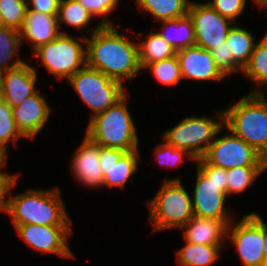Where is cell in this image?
<instances>
[{
	"label": "cell",
	"instance_id": "cell-1",
	"mask_svg": "<svg viewBox=\"0 0 267 266\" xmlns=\"http://www.w3.org/2000/svg\"><path fill=\"white\" fill-rule=\"evenodd\" d=\"M91 39L80 37L86 45V65L123 82L141 71L138 44L117 32L115 25H101L91 31Z\"/></svg>",
	"mask_w": 267,
	"mask_h": 266
},
{
	"label": "cell",
	"instance_id": "cell-2",
	"mask_svg": "<svg viewBox=\"0 0 267 266\" xmlns=\"http://www.w3.org/2000/svg\"><path fill=\"white\" fill-rule=\"evenodd\" d=\"M60 197V191L28 189L8 199V211L13 225L71 226L72 221Z\"/></svg>",
	"mask_w": 267,
	"mask_h": 266
},
{
	"label": "cell",
	"instance_id": "cell-3",
	"mask_svg": "<svg viewBox=\"0 0 267 266\" xmlns=\"http://www.w3.org/2000/svg\"><path fill=\"white\" fill-rule=\"evenodd\" d=\"M126 94L105 111L91 117L86 136L103 147L122 149L126 152L138 149V137L126 106Z\"/></svg>",
	"mask_w": 267,
	"mask_h": 266
},
{
	"label": "cell",
	"instance_id": "cell-4",
	"mask_svg": "<svg viewBox=\"0 0 267 266\" xmlns=\"http://www.w3.org/2000/svg\"><path fill=\"white\" fill-rule=\"evenodd\" d=\"M224 112V126L267 160V108L255 95L242 97Z\"/></svg>",
	"mask_w": 267,
	"mask_h": 266
},
{
	"label": "cell",
	"instance_id": "cell-5",
	"mask_svg": "<svg viewBox=\"0 0 267 266\" xmlns=\"http://www.w3.org/2000/svg\"><path fill=\"white\" fill-rule=\"evenodd\" d=\"M195 162L197 179L192 200L194 216L232 220L231 214L224 208L227 197L226 169L210 165L203 157Z\"/></svg>",
	"mask_w": 267,
	"mask_h": 266
},
{
	"label": "cell",
	"instance_id": "cell-6",
	"mask_svg": "<svg viewBox=\"0 0 267 266\" xmlns=\"http://www.w3.org/2000/svg\"><path fill=\"white\" fill-rule=\"evenodd\" d=\"M180 179L165 180L155 197L147 204L154 231L181 228L194 216L192 198Z\"/></svg>",
	"mask_w": 267,
	"mask_h": 266
},
{
	"label": "cell",
	"instance_id": "cell-7",
	"mask_svg": "<svg viewBox=\"0 0 267 266\" xmlns=\"http://www.w3.org/2000/svg\"><path fill=\"white\" fill-rule=\"evenodd\" d=\"M218 121L202 117H186L164 132L163 140L169 145L183 149L195 159L202 158L214 138L224 126V112H217Z\"/></svg>",
	"mask_w": 267,
	"mask_h": 266
},
{
	"label": "cell",
	"instance_id": "cell-8",
	"mask_svg": "<svg viewBox=\"0 0 267 266\" xmlns=\"http://www.w3.org/2000/svg\"><path fill=\"white\" fill-rule=\"evenodd\" d=\"M68 81L82 101L92 110L91 116L113 106L126 94L121 82L87 65L72 75Z\"/></svg>",
	"mask_w": 267,
	"mask_h": 266
},
{
	"label": "cell",
	"instance_id": "cell-9",
	"mask_svg": "<svg viewBox=\"0 0 267 266\" xmlns=\"http://www.w3.org/2000/svg\"><path fill=\"white\" fill-rule=\"evenodd\" d=\"M42 64L57 78L67 80L86 65V48L81 42L62 32L53 41L34 50Z\"/></svg>",
	"mask_w": 267,
	"mask_h": 266
},
{
	"label": "cell",
	"instance_id": "cell-10",
	"mask_svg": "<svg viewBox=\"0 0 267 266\" xmlns=\"http://www.w3.org/2000/svg\"><path fill=\"white\" fill-rule=\"evenodd\" d=\"M203 158L210 165L226 170L235 167H267V160L232 132L216 138Z\"/></svg>",
	"mask_w": 267,
	"mask_h": 266
},
{
	"label": "cell",
	"instance_id": "cell-11",
	"mask_svg": "<svg viewBox=\"0 0 267 266\" xmlns=\"http://www.w3.org/2000/svg\"><path fill=\"white\" fill-rule=\"evenodd\" d=\"M233 223L227 226L226 238H231L244 266H259L265 260L262 218L253 212Z\"/></svg>",
	"mask_w": 267,
	"mask_h": 266
},
{
	"label": "cell",
	"instance_id": "cell-12",
	"mask_svg": "<svg viewBox=\"0 0 267 266\" xmlns=\"http://www.w3.org/2000/svg\"><path fill=\"white\" fill-rule=\"evenodd\" d=\"M188 15L194 25L195 45L208 51L226 41L228 31L234 24L231 19L221 16L206 2L192 1Z\"/></svg>",
	"mask_w": 267,
	"mask_h": 266
},
{
	"label": "cell",
	"instance_id": "cell-13",
	"mask_svg": "<svg viewBox=\"0 0 267 266\" xmlns=\"http://www.w3.org/2000/svg\"><path fill=\"white\" fill-rule=\"evenodd\" d=\"M18 235L33 249L49 252L64 258H74L67 246V237L72 234L71 226L14 225Z\"/></svg>",
	"mask_w": 267,
	"mask_h": 266
},
{
	"label": "cell",
	"instance_id": "cell-14",
	"mask_svg": "<svg viewBox=\"0 0 267 266\" xmlns=\"http://www.w3.org/2000/svg\"><path fill=\"white\" fill-rule=\"evenodd\" d=\"M100 167L103 173V186L121 187L130 180L138 168V149L126 152L122 149L99 145Z\"/></svg>",
	"mask_w": 267,
	"mask_h": 266
},
{
	"label": "cell",
	"instance_id": "cell-15",
	"mask_svg": "<svg viewBox=\"0 0 267 266\" xmlns=\"http://www.w3.org/2000/svg\"><path fill=\"white\" fill-rule=\"evenodd\" d=\"M182 79L220 81L226 75L219 69L211 52L199 46H191L176 52Z\"/></svg>",
	"mask_w": 267,
	"mask_h": 266
},
{
	"label": "cell",
	"instance_id": "cell-16",
	"mask_svg": "<svg viewBox=\"0 0 267 266\" xmlns=\"http://www.w3.org/2000/svg\"><path fill=\"white\" fill-rule=\"evenodd\" d=\"M0 77L3 100L12 108L22 103L38 90L35 89L38 77L36 70L25 62L1 72Z\"/></svg>",
	"mask_w": 267,
	"mask_h": 266
},
{
	"label": "cell",
	"instance_id": "cell-17",
	"mask_svg": "<svg viewBox=\"0 0 267 266\" xmlns=\"http://www.w3.org/2000/svg\"><path fill=\"white\" fill-rule=\"evenodd\" d=\"M38 92L12 108L16 126L24 138H35L49 119L51 108Z\"/></svg>",
	"mask_w": 267,
	"mask_h": 266
},
{
	"label": "cell",
	"instance_id": "cell-18",
	"mask_svg": "<svg viewBox=\"0 0 267 266\" xmlns=\"http://www.w3.org/2000/svg\"><path fill=\"white\" fill-rule=\"evenodd\" d=\"M100 166L99 144L85 135L81 146L72 156L71 170L74 177L85 186L101 187L104 178Z\"/></svg>",
	"mask_w": 267,
	"mask_h": 266
},
{
	"label": "cell",
	"instance_id": "cell-19",
	"mask_svg": "<svg viewBox=\"0 0 267 266\" xmlns=\"http://www.w3.org/2000/svg\"><path fill=\"white\" fill-rule=\"evenodd\" d=\"M61 33L57 15H47L34 10H27L20 30V40L21 44L30 41L31 47L35 50L39 46L53 41Z\"/></svg>",
	"mask_w": 267,
	"mask_h": 266
},
{
	"label": "cell",
	"instance_id": "cell-20",
	"mask_svg": "<svg viewBox=\"0 0 267 266\" xmlns=\"http://www.w3.org/2000/svg\"><path fill=\"white\" fill-rule=\"evenodd\" d=\"M234 220H217L193 216L182 228L184 240L199 245L220 246L227 226Z\"/></svg>",
	"mask_w": 267,
	"mask_h": 266
},
{
	"label": "cell",
	"instance_id": "cell-21",
	"mask_svg": "<svg viewBox=\"0 0 267 266\" xmlns=\"http://www.w3.org/2000/svg\"><path fill=\"white\" fill-rule=\"evenodd\" d=\"M161 22L164 27H161L162 31L160 30L157 33L176 51L195 46L194 25L189 15Z\"/></svg>",
	"mask_w": 267,
	"mask_h": 266
},
{
	"label": "cell",
	"instance_id": "cell-22",
	"mask_svg": "<svg viewBox=\"0 0 267 266\" xmlns=\"http://www.w3.org/2000/svg\"><path fill=\"white\" fill-rule=\"evenodd\" d=\"M176 52L157 32L150 33L147 39L138 43L139 64L142 70L148 64L176 56Z\"/></svg>",
	"mask_w": 267,
	"mask_h": 266
},
{
	"label": "cell",
	"instance_id": "cell-23",
	"mask_svg": "<svg viewBox=\"0 0 267 266\" xmlns=\"http://www.w3.org/2000/svg\"><path fill=\"white\" fill-rule=\"evenodd\" d=\"M137 5L160 21L173 20L188 15L191 1L187 0H136Z\"/></svg>",
	"mask_w": 267,
	"mask_h": 266
},
{
	"label": "cell",
	"instance_id": "cell-24",
	"mask_svg": "<svg viewBox=\"0 0 267 266\" xmlns=\"http://www.w3.org/2000/svg\"><path fill=\"white\" fill-rule=\"evenodd\" d=\"M220 247L216 245H197L186 241L177 251L178 263L182 266H210L219 258Z\"/></svg>",
	"mask_w": 267,
	"mask_h": 266
},
{
	"label": "cell",
	"instance_id": "cell-25",
	"mask_svg": "<svg viewBox=\"0 0 267 266\" xmlns=\"http://www.w3.org/2000/svg\"><path fill=\"white\" fill-rule=\"evenodd\" d=\"M225 42L232 49L234 60L244 69L256 44L252 33L233 24Z\"/></svg>",
	"mask_w": 267,
	"mask_h": 266
},
{
	"label": "cell",
	"instance_id": "cell-26",
	"mask_svg": "<svg viewBox=\"0 0 267 266\" xmlns=\"http://www.w3.org/2000/svg\"><path fill=\"white\" fill-rule=\"evenodd\" d=\"M260 88L267 85V33L259 43H256L248 64L242 71Z\"/></svg>",
	"mask_w": 267,
	"mask_h": 266
},
{
	"label": "cell",
	"instance_id": "cell-27",
	"mask_svg": "<svg viewBox=\"0 0 267 266\" xmlns=\"http://www.w3.org/2000/svg\"><path fill=\"white\" fill-rule=\"evenodd\" d=\"M20 45V31L6 26L0 27V73L24 62L21 59H16V61L13 59L10 65L8 62L14 58Z\"/></svg>",
	"mask_w": 267,
	"mask_h": 266
},
{
	"label": "cell",
	"instance_id": "cell-28",
	"mask_svg": "<svg viewBox=\"0 0 267 266\" xmlns=\"http://www.w3.org/2000/svg\"><path fill=\"white\" fill-rule=\"evenodd\" d=\"M92 17L78 0H61L57 15L59 23H66L80 30L83 27L88 28Z\"/></svg>",
	"mask_w": 267,
	"mask_h": 266
},
{
	"label": "cell",
	"instance_id": "cell-29",
	"mask_svg": "<svg viewBox=\"0 0 267 266\" xmlns=\"http://www.w3.org/2000/svg\"><path fill=\"white\" fill-rule=\"evenodd\" d=\"M267 167H235L227 169V196L241 193L257 179Z\"/></svg>",
	"mask_w": 267,
	"mask_h": 266
},
{
	"label": "cell",
	"instance_id": "cell-30",
	"mask_svg": "<svg viewBox=\"0 0 267 266\" xmlns=\"http://www.w3.org/2000/svg\"><path fill=\"white\" fill-rule=\"evenodd\" d=\"M145 68L150 69L155 79L163 85H176L182 79L177 56L148 64Z\"/></svg>",
	"mask_w": 267,
	"mask_h": 266
},
{
	"label": "cell",
	"instance_id": "cell-31",
	"mask_svg": "<svg viewBox=\"0 0 267 266\" xmlns=\"http://www.w3.org/2000/svg\"><path fill=\"white\" fill-rule=\"evenodd\" d=\"M27 8V0H0V12L4 26L20 31Z\"/></svg>",
	"mask_w": 267,
	"mask_h": 266
},
{
	"label": "cell",
	"instance_id": "cell-32",
	"mask_svg": "<svg viewBox=\"0 0 267 266\" xmlns=\"http://www.w3.org/2000/svg\"><path fill=\"white\" fill-rule=\"evenodd\" d=\"M19 137L24 136L16 126L12 107L2 99L0 100V147L7 152V143L11 140L15 145Z\"/></svg>",
	"mask_w": 267,
	"mask_h": 266
},
{
	"label": "cell",
	"instance_id": "cell-33",
	"mask_svg": "<svg viewBox=\"0 0 267 266\" xmlns=\"http://www.w3.org/2000/svg\"><path fill=\"white\" fill-rule=\"evenodd\" d=\"M231 50L226 42L210 50L216 65L226 76L236 71H243V68L234 60Z\"/></svg>",
	"mask_w": 267,
	"mask_h": 266
},
{
	"label": "cell",
	"instance_id": "cell-34",
	"mask_svg": "<svg viewBox=\"0 0 267 266\" xmlns=\"http://www.w3.org/2000/svg\"><path fill=\"white\" fill-rule=\"evenodd\" d=\"M185 154L188 155L191 160L195 161L190 153L183 149L175 148L165 141L156 148L155 152L158 162L167 167L177 166L178 164L182 163Z\"/></svg>",
	"mask_w": 267,
	"mask_h": 266
},
{
	"label": "cell",
	"instance_id": "cell-35",
	"mask_svg": "<svg viewBox=\"0 0 267 266\" xmlns=\"http://www.w3.org/2000/svg\"><path fill=\"white\" fill-rule=\"evenodd\" d=\"M81 5L94 16H101V25H114L105 16L111 13L119 3V0H78Z\"/></svg>",
	"mask_w": 267,
	"mask_h": 266
},
{
	"label": "cell",
	"instance_id": "cell-36",
	"mask_svg": "<svg viewBox=\"0 0 267 266\" xmlns=\"http://www.w3.org/2000/svg\"><path fill=\"white\" fill-rule=\"evenodd\" d=\"M207 4L221 16L233 21L244 11L246 0H213L208 1Z\"/></svg>",
	"mask_w": 267,
	"mask_h": 266
},
{
	"label": "cell",
	"instance_id": "cell-37",
	"mask_svg": "<svg viewBox=\"0 0 267 266\" xmlns=\"http://www.w3.org/2000/svg\"><path fill=\"white\" fill-rule=\"evenodd\" d=\"M18 175L3 174L0 175V211H8V200L5 199L8 193L17 184Z\"/></svg>",
	"mask_w": 267,
	"mask_h": 266
},
{
	"label": "cell",
	"instance_id": "cell-38",
	"mask_svg": "<svg viewBox=\"0 0 267 266\" xmlns=\"http://www.w3.org/2000/svg\"><path fill=\"white\" fill-rule=\"evenodd\" d=\"M27 2H29L27 3V10H34L47 15H58L61 0H27Z\"/></svg>",
	"mask_w": 267,
	"mask_h": 266
},
{
	"label": "cell",
	"instance_id": "cell-39",
	"mask_svg": "<svg viewBox=\"0 0 267 266\" xmlns=\"http://www.w3.org/2000/svg\"><path fill=\"white\" fill-rule=\"evenodd\" d=\"M7 157H8L7 152L2 147H0V175L8 174V173L1 171L2 167L5 166V164H6L5 159Z\"/></svg>",
	"mask_w": 267,
	"mask_h": 266
},
{
	"label": "cell",
	"instance_id": "cell-40",
	"mask_svg": "<svg viewBox=\"0 0 267 266\" xmlns=\"http://www.w3.org/2000/svg\"><path fill=\"white\" fill-rule=\"evenodd\" d=\"M252 91L253 92H251V94H255L267 108V99H266L265 92L263 91V89L260 91H256V90H252Z\"/></svg>",
	"mask_w": 267,
	"mask_h": 266
},
{
	"label": "cell",
	"instance_id": "cell-41",
	"mask_svg": "<svg viewBox=\"0 0 267 266\" xmlns=\"http://www.w3.org/2000/svg\"><path fill=\"white\" fill-rule=\"evenodd\" d=\"M263 236H264L263 253L266 259L267 258V225L264 222H263Z\"/></svg>",
	"mask_w": 267,
	"mask_h": 266
},
{
	"label": "cell",
	"instance_id": "cell-42",
	"mask_svg": "<svg viewBox=\"0 0 267 266\" xmlns=\"http://www.w3.org/2000/svg\"><path fill=\"white\" fill-rule=\"evenodd\" d=\"M254 2H256L258 5H259V7L261 6V7H267V0H253ZM266 12H267V10H266Z\"/></svg>",
	"mask_w": 267,
	"mask_h": 266
},
{
	"label": "cell",
	"instance_id": "cell-43",
	"mask_svg": "<svg viewBox=\"0 0 267 266\" xmlns=\"http://www.w3.org/2000/svg\"><path fill=\"white\" fill-rule=\"evenodd\" d=\"M3 99V93H2V81H1V77H0V100Z\"/></svg>",
	"mask_w": 267,
	"mask_h": 266
},
{
	"label": "cell",
	"instance_id": "cell-44",
	"mask_svg": "<svg viewBox=\"0 0 267 266\" xmlns=\"http://www.w3.org/2000/svg\"><path fill=\"white\" fill-rule=\"evenodd\" d=\"M4 26V23H3V17H2V14L0 12V27Z\"/></svg>",
	"mask_w": 267,
	"mask_h": 266
},
{
	"label": "cell",
	"instance_id": "cell-45",
	"mask_svg": "<svg viewBox=\"0 0 267 266\" xmlns=\"http://www.w3.org/2000/svg\"><path fill=\"white\" fill-rule=\"evenodd\" d=\"M259 266H267V258Z\"/></svg>",
	"mask_w": 267,
	"mask_h": 266
}]
</instances>
